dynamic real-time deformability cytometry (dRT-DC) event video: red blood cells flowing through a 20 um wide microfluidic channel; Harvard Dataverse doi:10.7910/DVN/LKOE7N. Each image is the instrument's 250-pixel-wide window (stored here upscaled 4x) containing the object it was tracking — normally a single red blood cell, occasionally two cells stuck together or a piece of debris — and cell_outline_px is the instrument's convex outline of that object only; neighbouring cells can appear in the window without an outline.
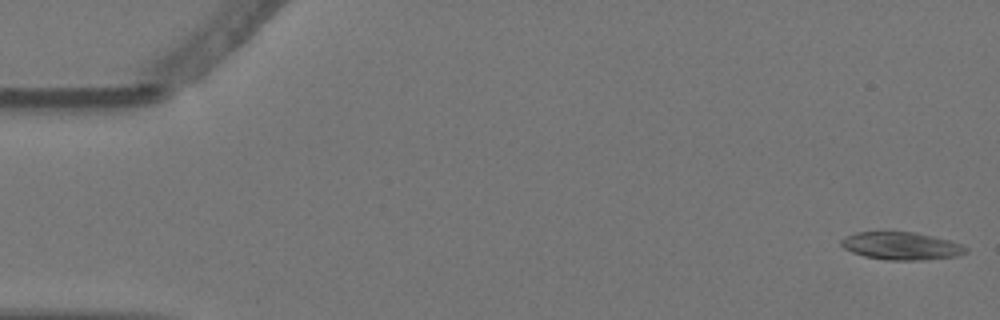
{"species": "Egyptian fruit bat (a non-hibernating species)", "species_latin": "Rousettus aegyptiacus", "temperature_condition": "warm", "stored_images_in_passage": 6, "camera_frame_rate_fps": 3000, "um_per_image_px": 0.085, "animal": {"sex": "female"}, "frame": {"image": 1, "passage_image": 1, "time_ms": 0.0, "image_size_px": [1000, 320], "cell_outline_px": [[968, 252], [956, 256], [920, 260], [888, 260], [864, 256], [852, 252], [844, 248], [840, 244], [840, 240], [856, 232], [912, 232], [932, 236], [948, 240], [960, 244], [968, 248]], "centroid_in_image_um": [76.6, 20.91], "position_along_channel_um": 8.4, "area_um2": 19.88}}